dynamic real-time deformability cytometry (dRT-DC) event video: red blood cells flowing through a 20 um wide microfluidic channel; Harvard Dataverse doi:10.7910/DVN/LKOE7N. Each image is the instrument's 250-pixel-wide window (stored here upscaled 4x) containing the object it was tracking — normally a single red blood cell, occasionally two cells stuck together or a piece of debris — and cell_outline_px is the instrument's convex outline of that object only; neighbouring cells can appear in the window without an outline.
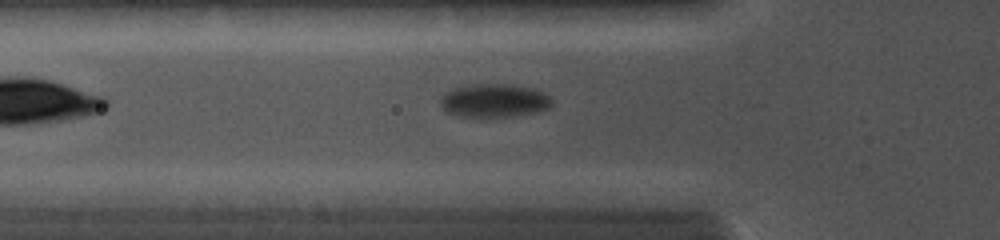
{"species": "common noctule bat (a hibernating species)", "species_latin": "Nyctalus noctula", "temperature_condition": "cold", "stored_images_in_passage": 15, "camera_frame_rate_fps": 5000, "um_per_image_px": 0.085, "animal": {"sex": "female", "body_mass_g": 19.0, "forearm_length_mm": 56.7}, "frame": {"image": 1, "passage_image": 7, "time_ms": 2.0, "image_size_px": [1000, 240], "cell_outline_px": [[552, 104], [548, 108], [536, 112], [516, 116], [480, 120], [460, 116], [448, 112], [440, 104], [440, 96], [452, 88], [476, 84], [512, 84], [536, 88], [544, 92], [552, 100]], "centroid_in_image_um": [42.0, 8.58], "position_along_channel_um": 83.8, "area_um2": 22.54}}
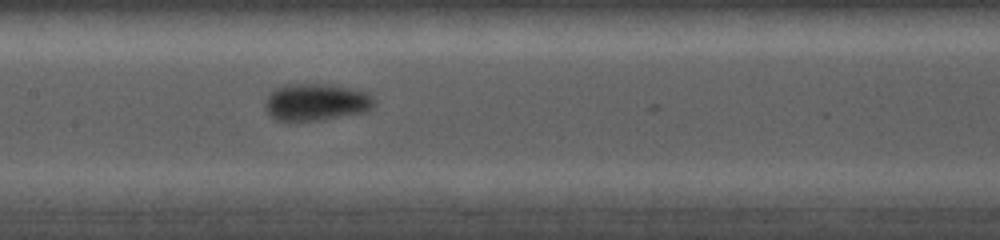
{"frame": {"image": 2, "passage_image": 14, "time_ms": 4.2, "image_size_px": [1000, 240], "cell_outline_px": [[376, 100], [372, 108], [368, 112], [320, 120], [276, 120], [264, 108], [264, 104], [272, 88], [284, 84], [332, 84], [368, 92]], "centroid_in_image_um": [26.89, 8.66], "position_along_channel_um": 180.5, "area_um2": 23.87}}